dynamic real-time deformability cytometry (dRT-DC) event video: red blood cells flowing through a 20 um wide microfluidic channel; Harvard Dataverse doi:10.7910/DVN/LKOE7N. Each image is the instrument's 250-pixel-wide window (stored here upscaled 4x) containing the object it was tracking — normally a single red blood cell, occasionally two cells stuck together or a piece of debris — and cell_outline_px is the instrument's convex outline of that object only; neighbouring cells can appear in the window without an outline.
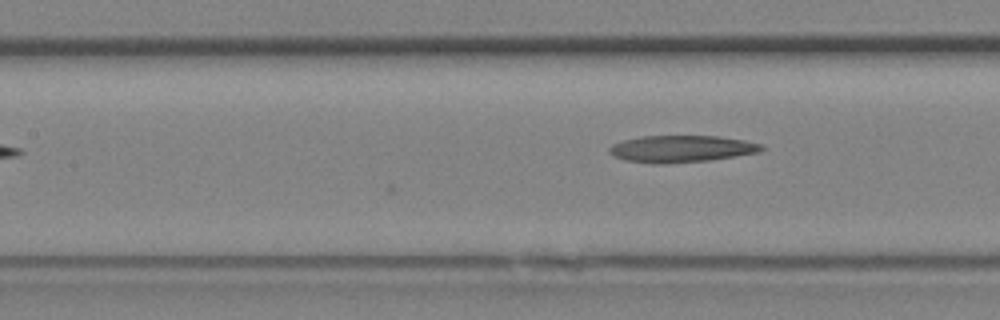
{"species": "Egyptian fruit bat (a non-hibernating species)", "species_latin": "Rousettus aegyptiacus", "temperature_condition": "room temperature", "stored_images_in_passage": 6, "camera_frame_rate_fps": 3000, "um_per_image_px": 0.085, "animal": {"sex": "female"}, "frame": {"image": 1, "passage_image": 5, "time_ms": 1.333, "image_size_px": [1000, 320], "cell_outline_px": [[764, 148], [760, 152], [736, 156], [708, 160], [664, 164], [652, 164], [624, 160], [612, 156], [608, 152], [608, 148], [612, 144], [624, 140], [640, 136], [720, 136], [744, 140], [760, 144]], "centroid_in_image_um": [57.86, 12.65], "position_along_channel_um": 149.5, "area_um2": 23.99}}